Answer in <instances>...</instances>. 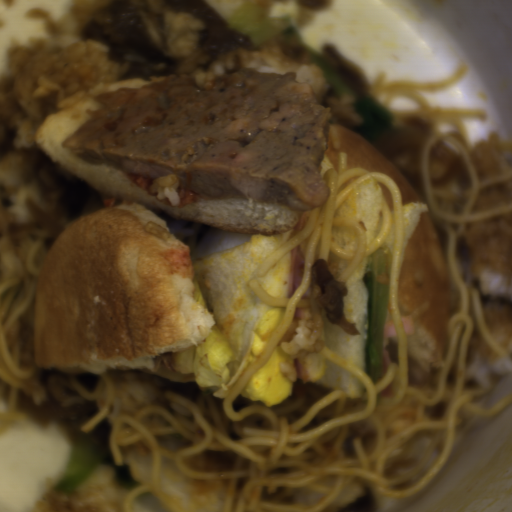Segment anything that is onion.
<instances>
[{"label": "onion", "mask_w": 512, "mask_h": 512, "mask_svg": "<svg viewBox=\"0 0 512 512\" xmlns=\"http://www.w3.org/2000/svg\"><path fill=\"white\" fill-rule=\"evenodd\" d=\"M41 202L30 199V223L12 222L10 230L13 231H40V238H58L64 230L41 206Z\"/></svg>", "instance_id": "obj_1"}]
</instances>
